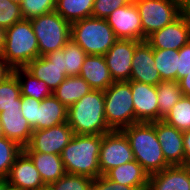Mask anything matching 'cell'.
<instances>
[{
  "label": "cell",
  "instance_id": "28",
  "mask_svg": "<svg viewBox=\"0 0 190 190\" xmlns=\"http://www.w3.org/2000/svg\"><path fill=\"white\" fill-rule=\"evenodd\" d=\"M155 66L162 81H177L178 50L153 49Z\"/></svg>",
  "mask_w": 190,
  "mask_h": 190
},
{
  "label": "cell",
  "instance_id": "10",
  "mask_svg": "<svg viewBox=\"0 0 190 190\" xmlns=\"http://www.w3.org/2000/svg\"><path fill=\"white\" fill-rule=\"evenodd\" d=\"M153 49L180 50L190 42V6L172 23L146 38Z\"/></svg>",
  "mask_w": 190,
  "mask_h": 190
},
{
  "label": "cell",
  "instance_id": "40",
  "mask_svg": "<svg viewBox=\"0 0 190 190\" xmlns=\"http://www.w3.org/2000/svg\"><path fill=\"white\" fill-rule=\"evenodd\" d=\"M177 82L190 72V42L178 51Z\"/></svg>",
  "mask_w": 190,
  "mask_h": 190
},
{
  "label": "cell",
  "instance_id": "48",
  "mask_svg": "<svg viewBox=\"0 0 190 190\" xmlns=\"http://www.w3.org/2000/svg\"><path fill=\"white\" fill-rule=\"evenodd\" d=\"M12 1L21 4V2H22L23 0H12Z\"/></svg>",
  "mask_w": 190,
  "mask_h": 190
},
{
  "label": "cell",
  "instance_id": "39",
  "mask_svg": "<svg viewBox=\"0 0 190 190\" xmlns=\"http://www.w3.org/2000/svg\"><path fill=\"white\" fill-rule=\"evenodd\" d=\"M90 190H137L135 187L118 184L108 179L105 175H100L93 179Z\"/></svg>",
  "mask_w": 190,
  "mask_h": 190
},
{
  "label": "cell",
  "instance_id": "29",
  "mask_svg": "<svg viewBox=\"0 0 190 190\" xmlns=\"http://www.w3.org/2000/svg\"><path fill=\"white\" fill-rule=\"evenodd\" d=\"M159 105V121L162 120L172 107L183 97V92L177 81H161L157 86Z\"/></svg>",
  "mask_w": 190,
  "mask_h": 190
},
{
  "label": "cell",
  "instance_id": "36",
  "mask_svg": "<svg viewBox=\"0 0 190 190\" xmlns=\"http://www.w3.org/2000/svg\"><path fill=\"white\" fill-rule=\"evenodd\" d=\"M21 6L12 0H0V26L8 29L23 20Z\"/></svg>",
  "mask_w": 190,
  "mask_h": 190
},
{
  "label": "cell",
  "instance_id": "37",
  "mask_svg": "<svg viewBox=\"0 0 190 190\" xmlns=\"http://www.w3.org/2000/svg\"><path fill=\"white\" fill-rule=\"evenodd\" d=\"M132 0H94L92 17L106 19L111 12L129 4Z\"/></svg>",
  "mask_w": 190,
  "mask_h": 190
},
{
  "label": "cell",
  "instance_id": "31",
  "mask_svg": "<svg viewBox=\"0 0 190 190\" xmlns=\"http://www.w3.org/2000/svg\"><path fill=\"white\" fill-rule=\"evenodd\" d=\"M162 120L182 132L190 130V97L183 95Z\"/></svg>",
  "mask_w": 190,
  "mask_h": 190
},
{
  "label": "cell",
  "instance_id": "34",
  "mask_svg": "<svg viewBox=\"0 0 190 190\" xmlns=\"http://www.w3.org/2000/svg\"><path fill=\"white\" fill-rule=\"evenodd\" d=\"M93 179L66 173L63 177L52 183L51 190H90Z\"/></svg>",
  "mask_w": 190,
  "mask_h": 190
},
{
  "label": "cell",
  "instance_id": "43",
  "mask_svg": "<svg viewBox=\"0 0 190 190\" xmlns=\"http://www.w3.org/2000/svg\"><path fill=\"white\" fill-rule=\"evenodd\" d=\"M178 84L181 88V91L183 92V95L190 97V72L187 73L184 78L180 79Z\"/></svg>",
  "mask_w": 190,
  "mask_h": 190
},
{
  "label": "cell",
  "instance_id": "14",
  "mask_svg": "<svg viewBox=\"0 0 190 190\" xmlns=\"http://www.w3.org/2000/svg\"><path fill=\"white\" fill-rule=\"evenodd\" d=\"M140 42L118 39L104 55L113 81H130L133 54Z\"/></svg>",
  "mask_w": 190,
  "mask_h": 190
},
{
  "label": "cell",
  "instance_id": "13",
  "mask_svg": "<svg viewBox=\"0 0 190 190\" xmlns=\"http://www.w3.org/2000/svg\"><path fill=\"white\" fill-rule=\"evenodd\" d=\"M63 48L39 56L32 60L25 68L37 79L46 83L53 92L67 77L62 63Z\"/></svg>",
  "mask_w": 190,
  "mask_h": 190
},
{
  "label": "cell",
  "instance_id": "12",
  "mask_svg": "<svg viewBox=\"0 0 190 190\" xmlns=\"http://www.w3.org/2000/svg\"><path fill=\"white\" fill-rule=\"evenodd\" d=\"M106 21L118 39L146 41L141 18L133 0L111 12Z\"/></svg>",
  "mask_w": 190,
  "mask_h": 190
},
{
  "label": "cell",
  "instance_id": "20",
  "mask_svg": "<svg viewBox=\"0 0 190 190\" xmlns=\"http://www.w3.org/2000/svg\"><path fill=\"white\" fill-rule=\"evenodd\" d=\"M3 136L25 147L31 138L33 128L22 116L21 108L6 109L0 113Z\"/></svg>",
  "mask_w": 190,
  "mask_h": 190
},
{
  "label": "cell",
  "instance_id": "46",
  "mask_svg": "<svg viewBox=\"0 0 190 190\" xmlns=\"http://www.w3.org/2000/svg\"><path fill=\"white\" fill-rule=\"evenodd\" d=\"M5 190H24V189L17 188V187H14V186H11V185L7 184V187H6Z\"/></svg>",
  "mask_w": 190,
  "mask_h": 190
},
{
  "label": "cell",
  "instance_id": "47",
  "mask_svg": "<svg viewBox=\"0 0 190 190\" xmlns=\"http://www.w3.org/2000/svg\"><path fill=\"white\" fill-rule=\"evenodd\" d=\"M3 137V130H2V125H1V122H0V138Z\"/></svg>",
  "mask_w": 190,
  "mask_h": 190
},
{
  "label": "cell",
  "instance_id": "30",
  "mask_svg": "<svg viewBox=\"0 0 190 190\" xmlns=\"http://www.w3.org/2000/svg\"><path fill=\"white\" fill-rule=\"evenodd\" d=\"M22 96L18 78L13 73L0 82V113L6 109L21 108Z\"/></svg>",
  "mask_w": 190,
  "mask_h": 190
},
{
  "label": "cell",
  "instance_id": "33",
  "mask_svg": "<svg viewBox=\"0 0 190 190\" xmlns=\"http://www.w3.org/2000/svg\"><path fill=\"white\" fill-rule=\"evenodd\" d=\"M22 151L23 147L14 140L0 138V178L7 179L11 166Z\"/></svg>",
  "mask_w": 190,
  "mask_h": 190
},
{
  "label": "cell",
  "instance_id": "18",
  "mask_svg": "<svg viewBox=\"0 0 190 190\" xmlns=\"http://www.w3.org/2000/svg\"><path fill=\"white\" fill-rule=\"evenodd\" d=\"M156 135L170 166L185 165L183 132L163 120L156 121Z\"/></svg>",
  "mask_w": 190,
  "mask_h": 190
},
{
  "label": "cell",
  "instance_id": "42",
  "mask_svg": "<svg viewBox=\"0 0 190 190\" xmlns=\"http://www.w3.org/2000/svg\"><path fill=\"white\" fill-rule=\"evenodd\" d=\"M185 165L190 166V130L183 132Z\"/></svg>",
  "mask_w": 190,
  "mask_h": 190
},
{
  "label": "cell",
  "instance_id": "3",
  "mask_svg": "<svg viewBox=\"0 0 190 190\" xmlns=\"http://www.w3.org/2000/svg\"><path fill=\"white\" fill-rule=\"evenodd\" d=\"M67 123L74 134L103 135L110 132L105 120L102 90H92L68 107Z\"/></svg>",
  "mask_w": 190,
  "mask_h": 190
},
{
  "label": "cell",
  "instance_id": "7",
  "mask_svg": "<svg viewBox=\"0 0 190 190\" xmlns=\"http://www.w3.org/2000/svg\"><path fill=\"white\" fill-rule=\"evenodd\" d=\"M104 92L105 120L110 130H122L135 124L129 81H114Z\"/></svg>",
  "mask_w": 190,
  "mask_h": 190
},
{
  "label": "cell",
  "instance_id": "1",
  "mask_svg": "<svg viewBox=\"0 0 190 190\" xmlns=\"http://www.w3.org/2000/svg\"><path fill=\"white\" fill-rule=\"evenodd\" d=\"M127 137L136 160L149 174L161 172L170 166L162 152L156 135V121L138 122L121 130Z\"/></svg>",
  "mask_w": 190,
  "mask_h": 190
},
{
  "label": "cell",
  "instance_id": "17",
  "mask_svg": "<svg viewBox=\"0 0 190 190\" xmlns=\"http://www.w3.org/2000/svg\"><path fill=\"white\" fill-rule=\"evenodd\" d=\"M7 182L11 186L24 190H40L46 187L39 171L24 151L17 156L11 166Z\"/></svg>",
  "mask_w": 190,
  "mask_h": 190
},
{
  "label": "cell",
  "instance_id": "44",
  "mask_svg": "<svg viewBox=\"0 0 190 190\" xmlns=\"http://www.w3.org/2000/svg\"><path fill=\"white\" fill-rule=\"evenodd\" d=\"M6 29L0 26V53L5 45Z\"/></svg>",
  "mask_w": 190,
  "mask_h": 190
},
{
  "label": "cell",
  "instance_id": "19",
  "mask_svg": "<svg viewBox=\"0 0 190 190\" xmlns=\"http://www.w3.org/2000/svg\"><path fill=\"white\" fill-rule=\"evenodd\" d=\"M147 190H190V166H168L149 175Z\"/></svg>",
  "mask_w": 190,
  "mask_h": 190
},
{
  "label": "cell",
  "instance_id": "5",
  "mask_svg": "<svg viewBox=\"0 0 190 190\" xmlns=\"http://www.w3.org/2000/svg\"><path fill=\"white\" fill-rule=\"evenodd\" d=\"M70 36L87 55H105L118 40L106 19L95 17L71 23Z\"/></svg>",
  "mask_w": 190,
  "mask_h": 190
},
{
  "label": "cell",
  "instance_id": "45",
  "mask_svg": "<svg viewBox=\"0 0 190 190\" xmlns=\"http://www.w3.org/2000/svg\"><path fill=\"white\" fill-rule=\"evenodd\" d=\"M7 179L0 178V190H5L7 187Z\"/></svg>",
  "mask_w": 190,
  "mask_h": 190
},
{
  "label": "cell",
  "instance_id": "49",
  "mask_svg": "<svg viewBox=\"0 0 190 190\" xmlns=\"http://www.w3.org/2000/svg\"><path fill=\"white\" fill-rule=\"evenodd\" d=\"M40 190H51V189L48 186H46L45 188L40 189Z\"/></svg>",
  "mask_w": 190,
  "mask_h": 190
},
{
  "label": "cell",
  "instance_id": "27",
  "mask_svg": "<svg viewBox=\"0 0 190 190\" xmlns=\"http://www.w3.org/2000/svg\"><path fill=\"white\" fill-rule=\"evenodd\" d=\"M94 0H56L55 11L65 20L73 23L92 17Z\"/></svg>",
  "mask_w": 190,
  "mask_h": 190
},
{
  "label": "cell",
  "instance_id": "6",
  "mask_svg": "<svg viewBox=\"0 0 190 190\" xmlns=\"http://www.w3.org/2000/svg\"><path fill=\"white\" fill-rule=\"evenodd\" d=\"M139 12L145 38L176 20L190 0H133Z\"/></svg>",
  "mask_w": 190,
  "mask_h": 190
},
{
  "label": "cell",
  "instance_id": "15",
  "mask_svg": "<svg viewBox=\"0 0 190 190\" xmlns=\"http://www.w3.org/2000/svg\"><path fill=\"white\" fill-rule=\"evenodd\" d=\"M129 84L133 97L135 123H152L159 121V105L156 86L137 81H129Z\"/></svg>",
  "mask_w": 190,
  "mask_h": 190
},
{
  "label": "cell",
  "instance_id": "21",
  "mask_svg": "<svg viewBox=\"0 0 190 190\" xmlns=\"http://www.w3.org/2000/svg\"><path fill=\"white\" fill-rule=\"evenodd\" d=\"M79 76H81L93 90L105 91L114 83L104 55H87Z\"/></svg>",
  "mask_w": 190,
  "mask_h": 190
},
{
  "label": "cell",
  "instance_id": "16",
  "mask_svg": "<svg viewBox=\"0 0 190 190\" xmlns=\"http://www.w3.org/2000/svg\"><path fill=\"white\" fill-rule=\"evenodd\" d=\"M154 64L153 48L146 41H141L133 54L130 81L157 86L162 80Z\"/></svg>",
  "mask_w": 190,
  "mask_h": 190
},
{
  "label": "cell",
  "instance_id": "11",
  "mask_svg": "<svg viewBox=\"0 0 190 190\" xmlns=\"http://www.w3.org/2000/svg\"><path fill=\"white\" fill-rule=\"evenodd\" d=\"M73 136L74 132L67 122L47 129L34 130L23 151L61 155Z\"/></svg>",
  "mask_w": 190,
  "mask_h": 190
},
{
  "label": "cell",
  "instance_id": "35",
  "mask_svg": "<svg viewBox=\"0 0 190 190\" xmlns=\"http://www.w3.org/2000/svg\"><path fill=\"white\" fill-rule=\"evenodd\" d=\"M24 19H33L55 11L56 0H23L20 4Z\"/></svg>",
  "mask_w": 190,
  "mask_h": 190
},
{
  "label": "cell",
  "instance_id": "9",
  "mask_svg": "<svg viewBox=\"0 0 190 190\" xmlns=\"http://www.w3.org/2000/svg\"><path fill=\"white\" fill-rule=\"evenodd\" d=\"M98 159L100 175L134 160L129 141L121 130H111L102 135Z\"/></svg>",
  "mask_w": 190,
  "mask_h": 190
},
{
  "label": "cell",
  "instance_id": "24",
  "mask_svg": "<svg viewBox=\"0 0 190 190\" xmlns=\"http://www.w3.org/2000/svg\"><path fill=\"white\" fill-rule=\"evenodd\" d=\"M68 108L55 96L51 95L41 101L34 130L47 129L67 122Z\"/></svg>",
  "mask_w": 190,
  "mask_h": 190
},
{
  "label": "cell",
  "instance_id": "41",
  "mask_svg": "<svg viewBox=\"0 0 190 190\" xmlns=\"http://www.w3.org/2000/svg\"><path fill=\"white\" fill-rule=\"evenodd\" d=\"M13 68L7 63L0 53V82L6 80L13 74Z\"/></svg>",
  "mask_w": 190,
  "mask_h": 190
},
{
  "label": "cell",
  "instance_id": "25",
  "mask_svg": "<svg viewBox=\"0 0 190 190\" xmlns=\"http://www.w3.org/2000/svg\"><path fill=\"white\" fill-rule=\"evenodd\" d=\"M92 90L81 76H67L52 95L68 108Z\"/></svg>",
  "mask_w": 190,
  "mask_h": 190
},
{
  "label": "cell",
  "instance_id": "8",
  "mask_svg": "<svg viewBox=\"0 0 190 190\" xmlns=\"http://www.w3.org/2000/svg\"><path fill=\"white\" fill-rule=\"evenodd\" d=\"M39 47V56L64 48L71 39V23L56 11L30 19Z\"/></svg>",
  "mask_w": 190,
  "mask_h": 190
},
{
  "label": "cell",
  "instance_id": "26",
  "mask_svg": "<svg viewBox=\"0 0 190 190\" xmlns=\"http://www.w3.org/2000/svg\"><path fill=\"white\" fill-rule=\"evenodd\" d=\"M13 73L19 80L21 96L42 101L52 95V91L42 80L35 78L25 67L14 68ZM25 76V77H24Z\"/></svg>",
  "mask_w": 190,
  "mask_h": 190
},
{
  "label": "cell",
  "instance_id": "32",
  "mask_svg": "<svg viewBox=\"0 0 190 190\" xmlns=\"http://www.w3.org/2000/svg\"><path fill=\"white\" fill-rule=\"evenodd\" d=\"M62 63L67 76H78L83 62L87 56L86 52L71 39L63 48Z\"/></svg>",
  "mask_w": 190,
  "mask_h": 190
},
{
  "label": "cell",
  "instance_id": "23",
  "mask_svg": "<svg viewBox=\"0 0 190 190\" xmlns=\"http://www.w3.org/2000/svg\"><path fill=\"white\" fill-rule=\"evenodd\" d=\"M24 152L30 157L36 169L39 171L45 186L49 187L66 174L61 155L34 151Z\"/></svg>",
  "mask_w": 190,
  "mask_h": 190
},
{
  "label": "cell",
  "instance_id": "2",
  "mask_svg": "<svg viewBox=\"0 0 190 190\" xmlns=\"http://www.w3.org/2000/svg\"><path fill=\"white\" fill-rule=\"evenodd\" d=\"M101 142L102 135L74 134L61 153L65 172L91 179L99 177L98 158Z\"/></svg>",
  "mask_w": 190,
  "mask_h": 190
},
{
  "label": "cell",
  "instance_id": "4",
  "mask_svg": "<svg viewBox=\"0 0 190 190\" xmlns=\"http://www.w3.org/2000/svg\"><path fill=\"white\" fill-rule=\"evenodd\" d=\"M2 57L14 69L26 67L39 57V47L31 21L23 19L6 29Z\"/></svg>",
  "mask_w": 190,
  "mask_h": 190
},
{
  "label": "cell",
  "instance_id": "38",
  "mask_svg": "<svg viewBox=\"0 0 190 190\" xmlns=\"http://www.w3.org/2000/svg\"><path fill=\"white\" fill-rule=\"evenodd\" d=\"M40 104L41 101L39 100L22 96L21 113L32 128L37 124V113Z\"/></svg>",
  "mask_w": 190,
  "mask_h": 190
},
{
  "label": "cell",
  "instance_id": "22",
  "mask_svg": "<svg viewBox=\"0 0 190 190\" xmlns=\"http://www.w3.org/2000/svg\"><path fill=\"white\" fill-rule=\"evenodd\" d=\"M105 176L113 182L132 186L137 190L148 188L149 174L136 160L112 168Z\"/></svg>",
  "mask_w": 190,
  "mask_h": 190
}]
</instances>
